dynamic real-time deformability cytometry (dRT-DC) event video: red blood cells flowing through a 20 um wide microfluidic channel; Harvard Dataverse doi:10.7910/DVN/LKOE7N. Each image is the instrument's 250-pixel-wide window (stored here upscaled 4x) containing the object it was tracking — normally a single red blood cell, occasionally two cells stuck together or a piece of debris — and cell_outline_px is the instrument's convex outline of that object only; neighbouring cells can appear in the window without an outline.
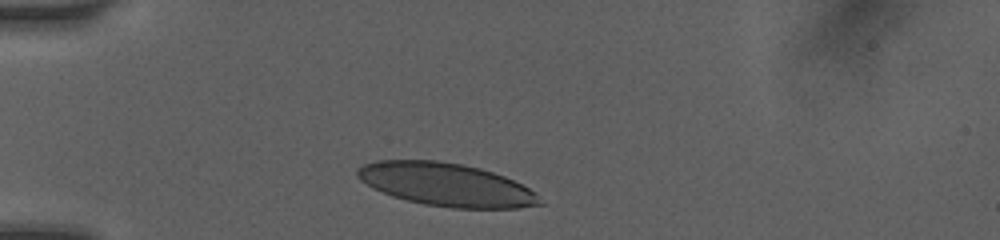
{"species": "human", "species_latin": "Homo sapiens", "temperature_condition": "room temperature", "stored_images_in_passage": 15, "camera_frame_rate_fps": 3000, "um_per_image_px": 0.085, "donor": {"sex": "female"}, "frame": {"image": 1, "passage_image": 1, "time_ms": 0.0, "image_size_px": [1000, 240], "cell_outline_px": [[544, 204], [520, 208], [452, 208], [424, 204], [392, 196], [372, 188], [360, 180], [356, 176], [356, 168], [364, 164], [376, 160], [436, 160], [460, 164], [480, 168], [504, 176], [528, 188]], "centroid_in_image_um": [37.87, 15.68], "position_along_channel_um": 47.1, "area_um2": 45.55}}
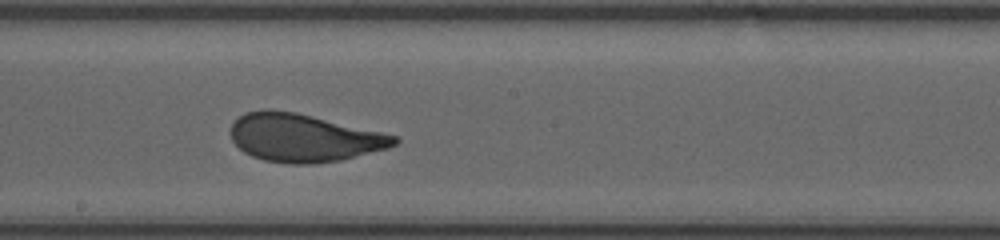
{"frame": {"image": 2, "passage_image": 6, "time_ms": 5.0, "image_size_px": [1000, 240], "cell_outline_px": [[400, 140], [396, 144], [388, 148], [340, 160], [312, 164], [288, 164], [264, 160], [252, 156], [244, 152], [232, 140], [228, 132], [232, 124], [240, 116], [248, 112], [264, 108], [268, 108], [296, 112], [380, 132], [396, 136]], "centroid_in_image_um": [25.77, 11.71], "position_along_channel_um": 222.4, "area_um2": 45.6}}
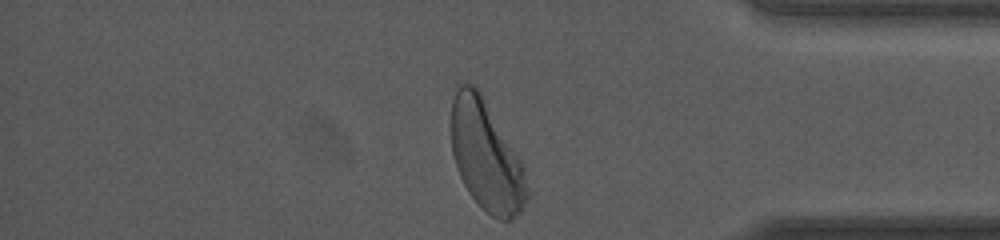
{"frame": {"image": 3, "passage_image": 15, "time_ms": 9.667, "image_size_px": [1000, 240], "cell_outline_px": [[528, 200], [520, 212], [512, 220], [500, 220], [492, 216], [480, 208], [468, 192], [456, 168], [452, 152], [452, 100], [460, 84], [472, 84], [480, 92], [524, 164], [528, 188]], "centroid_in_image_um": [41.35, 13.32], "position_along_channel_um": 393.8, "area_um2": 48.55}, "authors_computed_cell_mechanics": {"area_um2": 45.6042, "velocity_mm_per_s": 4.0686, "shape_relaxation_time_tau1_ms": 2.3721, "shape_relaxation_time_tau2_ms": null, "deformation_change_tau1": 0.1359, "deformation_change_tau2": null}}